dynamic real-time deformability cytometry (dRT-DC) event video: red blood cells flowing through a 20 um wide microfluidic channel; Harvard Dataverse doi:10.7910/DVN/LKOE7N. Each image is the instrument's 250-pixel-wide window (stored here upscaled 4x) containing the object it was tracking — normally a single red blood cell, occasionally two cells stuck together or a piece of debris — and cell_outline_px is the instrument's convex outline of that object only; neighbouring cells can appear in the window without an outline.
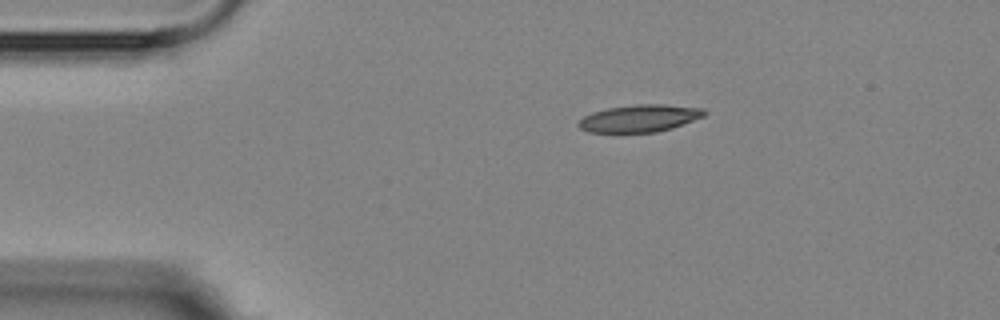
{"species": "Egyptian fruit bat (a non-hibernating species)", "species_latin": "Rousettus aegyptiacus", "temperature_condition": "room temperature", "stored_images_in_passage": 6, "segment_of_instrument_passage": [2, 2], "camera_frame_rate_fps": 3000, "um_per_image_px": 0.085, "animal": {"sex": "female"}, "frame": {"image": 1, "passage_image": 6, "time_ms": 5.667, "image_size_px": [1000, 320], "cell_outline_px": [[708, 112], [704, 116], [672, 128], [656, 132], [588, 132], [580, 128], [576, 124], [584, 116], [592, 112], [608, 108], [636, 104], [660, 104], [704, 108]], "centroid_in_image_um": [54.37, 10.05], "position_along_channel_um": 30.6, "area_um2": 19.94}}